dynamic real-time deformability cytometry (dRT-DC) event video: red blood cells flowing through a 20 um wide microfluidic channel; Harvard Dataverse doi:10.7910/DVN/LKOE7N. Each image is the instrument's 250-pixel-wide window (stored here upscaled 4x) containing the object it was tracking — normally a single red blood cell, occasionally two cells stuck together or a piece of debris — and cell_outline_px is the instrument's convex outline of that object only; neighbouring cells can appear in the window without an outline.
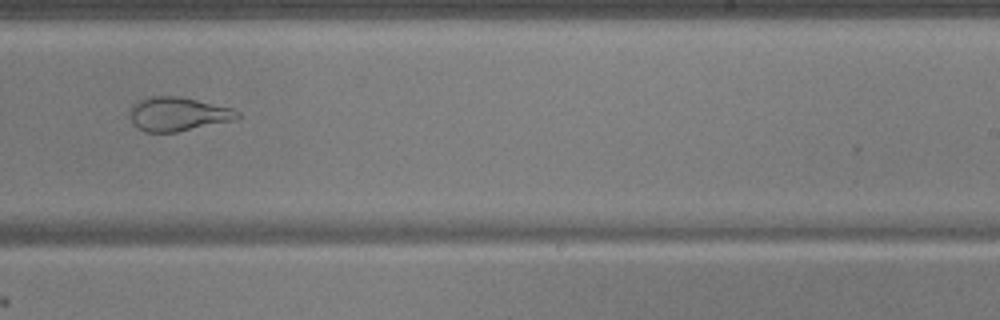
{"species": "common noctule bat (a hibernating species)", "species_latin": "Nyctalus noctula", "temperature_condition": "warm", "stored_images_in_passage": 53, "camera_frame_rate_fps": 3000, "um_per_image_px": 0.085, "animal": {"sex": "male", "body_mass_g": 17.9, "forearm_length_mm": 54.2}, "frame": {"image": 1, "passage_image": 34, "time_ms": 11.0, "image_size_px": [1000, 320], "cell_outline_px": [[240, 116], [232, 120], [176, 132], [144, 132], [132, 124], [128, 112], [140, 100], [152, 96], [180, 96], [232, 108], [240, 112]], "centroid_in_image_um": [15.1, 9.7], "position_along_channel_um": 273.9, "area_um2": 21.04}}
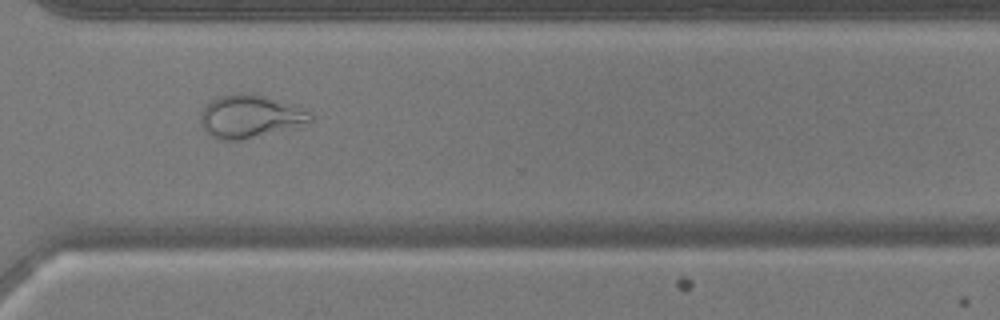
{"frame": {"image": 2, "passage_image": 40, "time_ms": 13.0, "image_size_px": [1000, 320], "cell_outline_px": [[312, 120], [308, 124], [240, 140], [220, 140], [212, 136], [200, 124], [200, 116], [204, 108], [216, 96], [236, 92], [252, 92], [292, 104], [308, 112], [312, 116]], "centroid_in_image_um": [21.24, 9.87], "position_along_channel_um": 349.4, "area_um2": 27.46}}
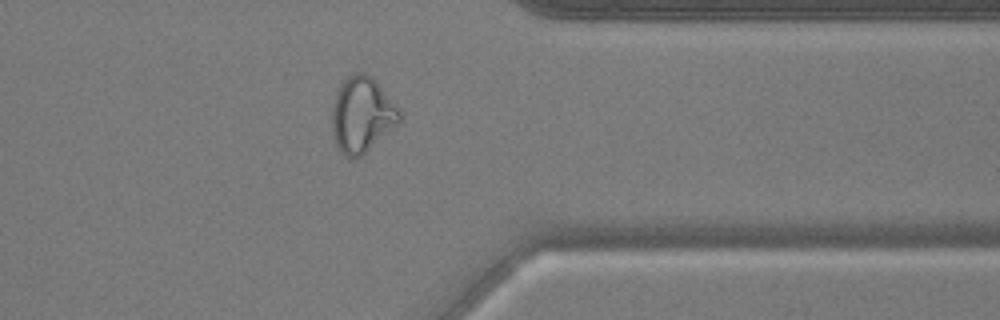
{"frame": {"image": 3, "passage_image": 43, "time_ms": 14.0, "image_size_px": [1000, 320], "cell_outline_px": [[400, 120], [396, 124], [356, 160], [340, 152], [336, 144], [332, 132], [332, 108], [336, 92], [344, 76], [356, 72], [364, 72], [376, 80], [400, 112]], "centroid_in_image_um": [30.71, 9.72], "position_along_channel_um": 380.7, "area_um2": 29.3}, "authors_computed_cell_mechanics": {"area_um2": 29.767, "velocity_mm_per_s": 3.7725, "shape_relaxation_time_tau1_ms": null, "shape_relaxation_time_tau2_ms": 1.1339, "deformation_change_tau1": null, "deformation_change_tau2": 0.0768}}